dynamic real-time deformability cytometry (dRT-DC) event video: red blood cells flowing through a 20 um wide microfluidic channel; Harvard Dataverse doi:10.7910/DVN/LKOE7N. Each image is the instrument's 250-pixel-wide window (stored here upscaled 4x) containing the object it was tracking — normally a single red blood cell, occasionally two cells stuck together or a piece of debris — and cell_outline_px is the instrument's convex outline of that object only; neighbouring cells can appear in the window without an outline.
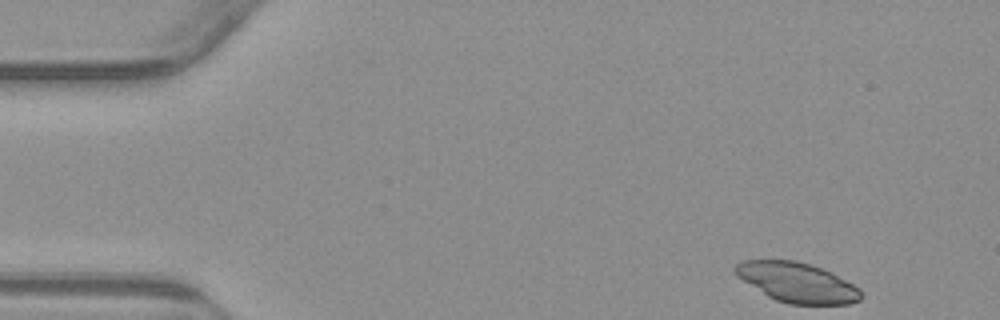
{"species": "common noctule bat (a hibernating species)", "species_latin": "Nyctalus noctula", "temperature_condition": "warm", "stored_images_in_passage": 50, "camera_frame_rate_fps": 3000, "um_per_image_px": 0.085, "animal": {"sex": "male", "body_mass_g": 23.1, "forearm_length_mm": 52.7}, "frame": {"image": 1, "passage_image": 1, "time_ms": 0.0, "image_size_px": [1000, 320], "cell_outline_px": [[860, 300], [852, 304], [788, 304], [776, 300], [768, 296], [744, 280], [732, 268], [736, 264], [744, 260], [796, 260], [820, 268], [860, 288]], "centroid_in_image_um": [67.75, 24.01], "position_along_channel_um": 17.2, "area_um2": 28.5}}